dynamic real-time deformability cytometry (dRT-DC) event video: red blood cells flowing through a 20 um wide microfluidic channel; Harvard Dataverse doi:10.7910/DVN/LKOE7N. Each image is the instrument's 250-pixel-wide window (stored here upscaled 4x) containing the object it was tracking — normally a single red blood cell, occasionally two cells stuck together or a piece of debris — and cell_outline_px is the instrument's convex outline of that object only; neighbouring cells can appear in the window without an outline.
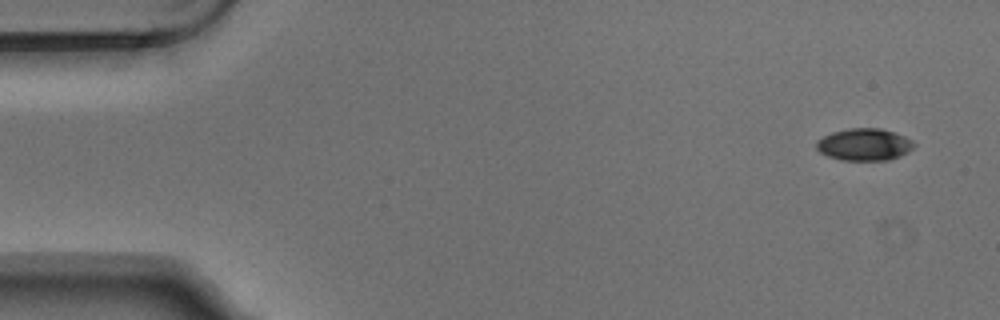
{"species": "Egyptian fruit bat (a non-hibernating species)", "species_latin": "Rousettus aegyptiacus", "temperature_condition": "warm", "stored_images_in_passage": 5, "camera_frame_rate_fps": 3000, "um_per_image_px": 0.085, "animal": {"sex": "male"}, "frame": {"image": 1, "passage_image": 1, "time_ms": 0.0, "image_size_px": [1000, 320], "cell_outline_px": [[916, 144], [908, 152], [900, 156], [888, 160], [840, 160], [828, 156], [820, 152], [816, 148], [816, 140], [832, 132], [848, 128], [880, 128], [896, 132], [912, 140]], "centroid_in_image_um": [73.47, 12.28], "position_along_channel_um": 11.5, "area_um2": 18.38}}